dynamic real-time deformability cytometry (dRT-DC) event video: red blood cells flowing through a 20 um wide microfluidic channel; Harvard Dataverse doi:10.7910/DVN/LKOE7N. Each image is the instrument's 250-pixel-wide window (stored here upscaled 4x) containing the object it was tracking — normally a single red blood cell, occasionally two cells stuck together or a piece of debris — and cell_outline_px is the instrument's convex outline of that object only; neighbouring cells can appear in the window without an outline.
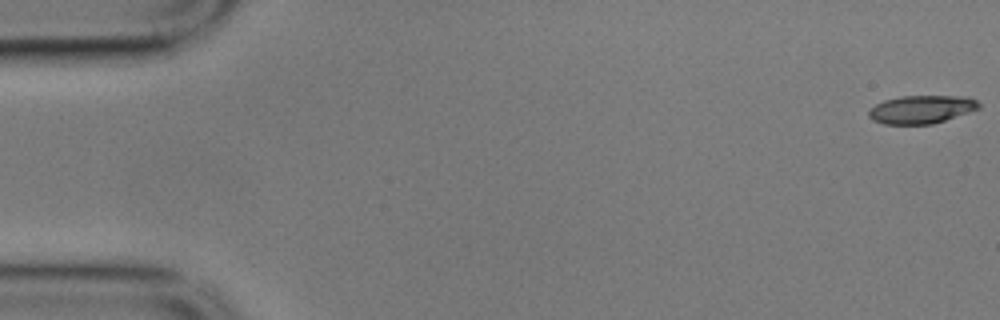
{"species": "common noctule bat (a hibernating species)", "species_latin": "Nyctalus noctula", "temperature_condition": "cold", "stored_images_in_passage": 57, "camera_frame_rate_fps": 3000, "um_per_image_px": 0.085, "animal": {"sex": "male", "body_mass_g": 17.9}, "frame": {"image": 1, "passage_image": 1, "time_ms": 0.0, "image_size_px": [1000, 320], "cell_outline_px": [[980, 108], [932, 124], [884, 124], [872, 120], [868, 116], [868, 112], [876, 104], [884, 100], [900, 96], [968, 96], [976, 100], [980, 104]], "centroid_in_image_um": [78.31, 9.29], "position_along_channel_um": 6.7, "area_um2": 17.98}}
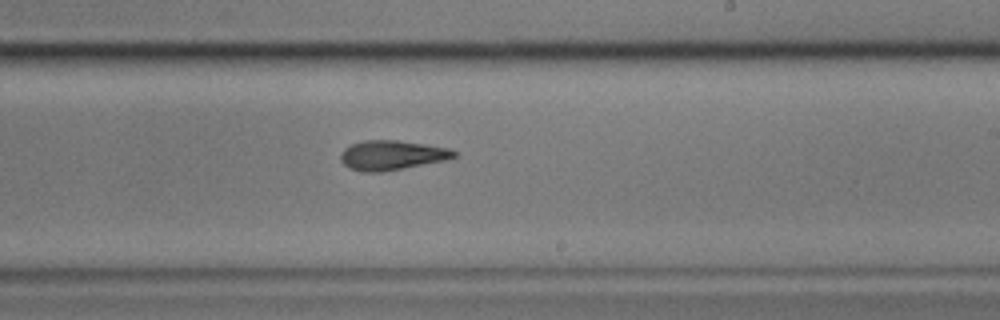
{"frame": {"image": 2, "passage_image": 34, "time_ms": 11.0, "image_size_px": [1000, 320], "cell_outline_px": [[456, 156], [444, 160], [380, 172], [360, 172], [348, 168], [340, 160], [340, 152], [344, 148], [352, 144], [364, 140], [396, 140], [448, 148], [456, 152]], "centroid_in_image_um": [33.22, 13.19], "position_along_channel_um": 255.8, "area_um2": 19.31}}
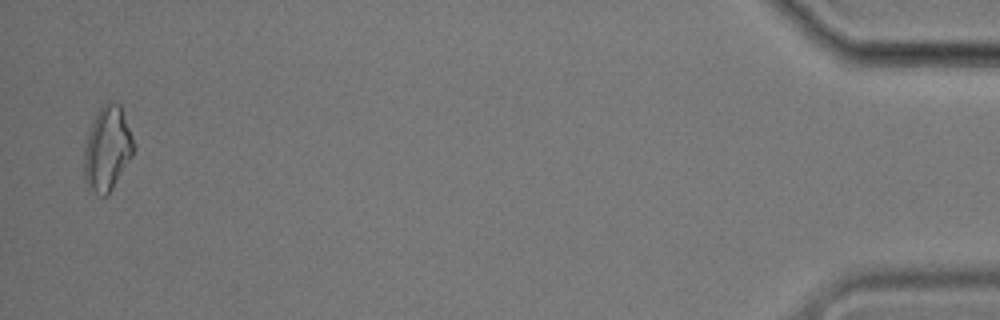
{"frame": {"image": 3, "passage_image": 56, "time_ms": 18.333, "image_size_px": [1000, 320], "cell_outline_px": [[136, 148], [132, 156], [108, 196], [100, 196], [88, 192], [84, 176], [84, 148], [88, 132], [92, 120], [96, 112], [108, 100], [112, 100], [120, 104], [136, 144]], "centroid_in_image_um": [9.12, 12.65], "position_along_channel_um": 426.1, "area_um2": 25.03}, "authors_computed_cell_mechanics": {"area_um2": 19.5364, "velocity_mm_per_s": 3.5205, "shape_relaxation_time_tau1_ms": 4.6967, "shape_relaxation_time_tau2_ms": 3.5411, "deformation_change_tau1": 0.1509, "deformation_change_tau2": 0.1392}}